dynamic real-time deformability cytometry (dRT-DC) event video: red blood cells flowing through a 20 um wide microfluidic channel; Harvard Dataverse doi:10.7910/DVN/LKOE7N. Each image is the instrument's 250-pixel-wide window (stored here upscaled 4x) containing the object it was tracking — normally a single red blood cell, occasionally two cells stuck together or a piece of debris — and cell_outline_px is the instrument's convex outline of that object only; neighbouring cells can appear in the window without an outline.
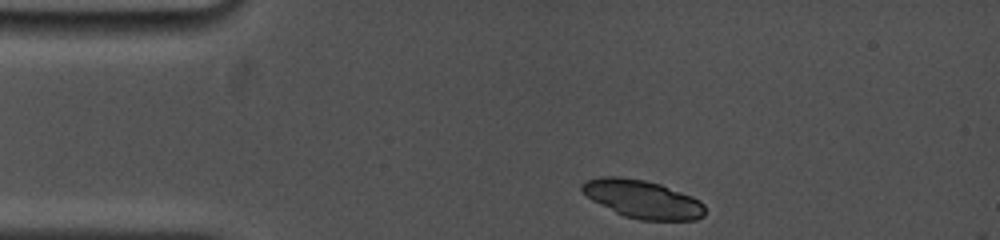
{"species": "common noctule bat (a hibernating species)", "species_latin": "Nyctalus noctula", "temperature_condition": "cold", "stored_images_in_passage": 5, "camera_frame_rate_fps": 5000, "um_per_image_px": 0.085, "animal": {"sex": "female", "body_mass_g": 19.0, "forearm_length_mm": 53.3}, "frame": {"image": 1, "passage_image": 1, "time_ms": 0.0, "image_size_px": [1000, 240], "cell_outline_px": [[704, 216], [696, 220], [640, 220], [624, 216], [592, 200], [580, 188], [580, 184], [588, 180], [604, 176], [620, 176], [644, 180], [660, 184], [692, 196], [700, 200], [704, 204]], "centroid_in_image_um": [54.64, 16.93], "position_along_channel_um": 30.4, "area_um2": 27.17}}